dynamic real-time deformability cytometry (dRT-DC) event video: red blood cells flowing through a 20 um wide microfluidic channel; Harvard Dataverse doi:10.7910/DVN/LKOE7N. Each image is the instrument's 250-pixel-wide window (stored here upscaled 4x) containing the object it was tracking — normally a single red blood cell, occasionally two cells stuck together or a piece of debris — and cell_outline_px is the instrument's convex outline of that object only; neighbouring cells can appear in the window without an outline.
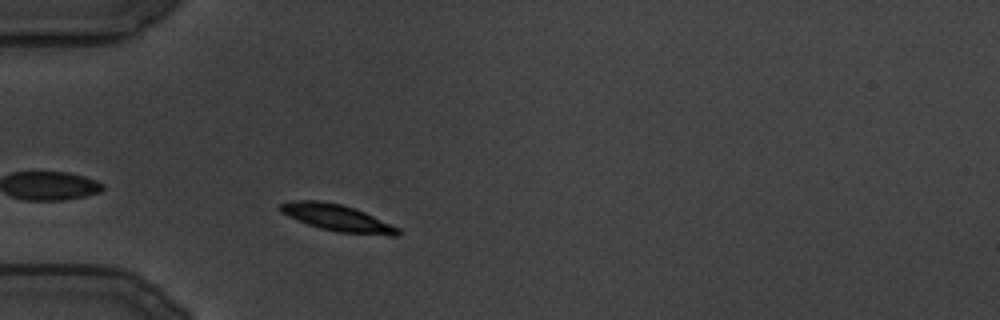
{"species": "common noctule bat (a hibernating species)", "species_latin": "Nyctalus noctula", "temperature_condition": "cold", "stored_images_in_passage": 89, "camera_frame_rate_fps": 3000, "um_per_image_px": 0.085, "animal": {"sex": "male", "body_mass_g": 19.5, "forearm_length_mm": 54.6}, "frame": {"image": 1, "passage_image": 9, "time_ms": 2.667, "image_size_px": [1000, 320], "cell_outline_px": [[400, 232], [396, 236], [392, 236], [336, 232], [320, 228], [308, 224], [288, 216], [280, 212], [280, 204], [292, 200], [320, 200], [340, 204], [364, 212], [400, 228]], "centroid_in_image_um": [28.66, 18.52], "position_along_channel_um": 56.3, "area_um2": 18.15}}
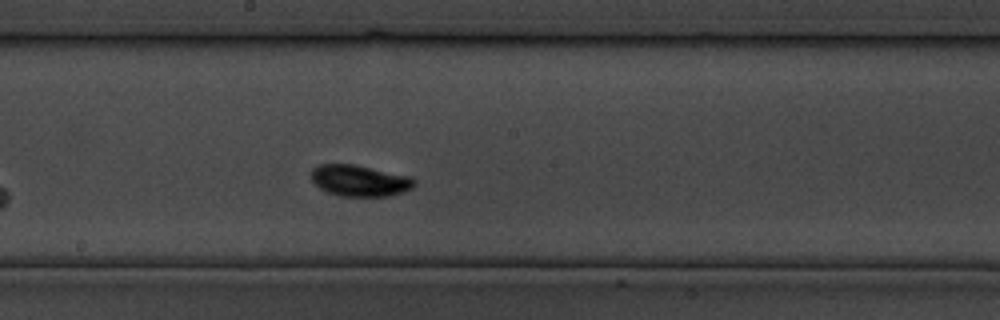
{"frame": {"image": 2, "passage_image": 41, "time_ms": 13.333, "image_size_px": [1000, 320], "cell_outline_px": [[416, 184], [412, 188], [404, 192], [388, 196], [340, 196], [328, 192], [320, 188], [312, 180], [312, 168], [320, 164], [356, 164], [412, 176], [416, 180]], "centroid_in_image_um": [30.62, 15.34], "position_along_channel_um": 217.6, "area_um2": 19.02}}
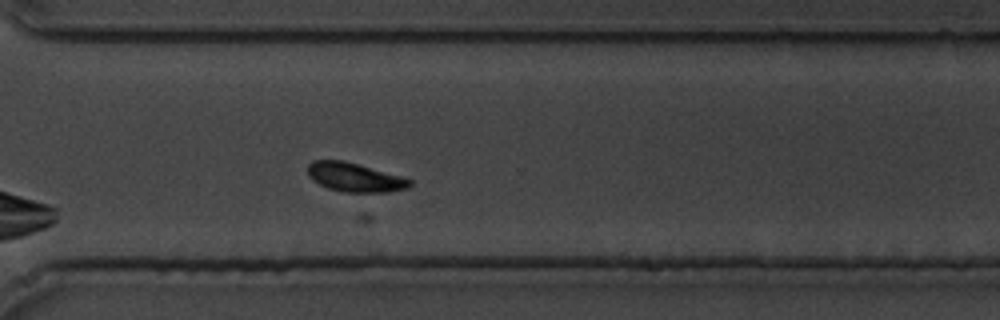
{"frame": {"image": 3, "passage_image": 64, "time_ms": 21.0, "image_size_px": [1000, 320], "cell_outline_px": [[412, 184], [408, 188], [388, 192], [344, 192], [328, 188], [312, 180], [308, 176], [308, 164], [312, 160], [344, 160], [400, 176], [412, 180]], "centroid_in_image_um": [30.13, 15.07], "position_along_channel_um": 340.5, "area_um2": 17.17}}